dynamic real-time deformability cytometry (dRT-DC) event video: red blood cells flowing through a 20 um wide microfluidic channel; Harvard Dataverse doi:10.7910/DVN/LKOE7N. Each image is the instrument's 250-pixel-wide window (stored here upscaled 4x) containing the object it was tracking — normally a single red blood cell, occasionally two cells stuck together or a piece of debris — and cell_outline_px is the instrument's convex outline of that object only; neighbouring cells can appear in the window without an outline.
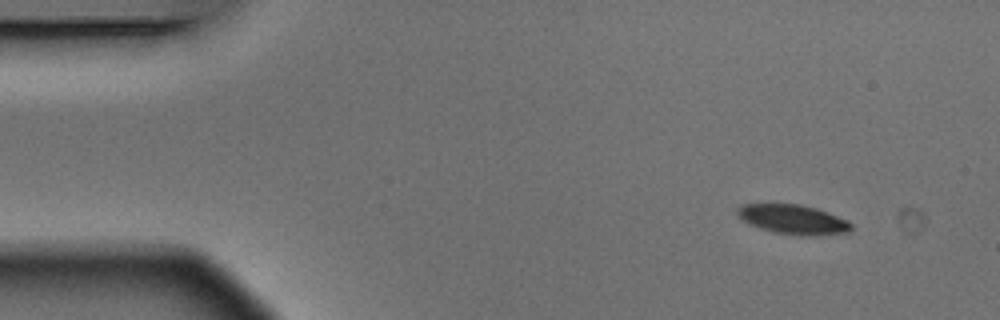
{"species": "Egyptian fruit bat (a non-hibernating species)", "species_latin": "Rousettus aegyptiacus", "temperature_condition": "warm", "stored_images_in_passage": 4, "camera_frame_rate_fps": 3000, "um_per_image_px": 0.085, "animal": {"sex": "male"}, "frame": {"image": 1, "passage_image": 1, "time_ms": 0.0, "image_size_px": [1000, 320], "cell_outline_px": [[852, 228], [848, 232], [812, 236], [800, 236], [776, 232], [760, 228], [748, 224], [736, 212], [736, 208], [740, 204], [800, 204], [816, 208], [828, 212], [848, 220], [852, 224]], "centroid_in_image_um": [67.42, 18.65], "position_along_channel_um": 17.6, "area_um2": 19.59}}